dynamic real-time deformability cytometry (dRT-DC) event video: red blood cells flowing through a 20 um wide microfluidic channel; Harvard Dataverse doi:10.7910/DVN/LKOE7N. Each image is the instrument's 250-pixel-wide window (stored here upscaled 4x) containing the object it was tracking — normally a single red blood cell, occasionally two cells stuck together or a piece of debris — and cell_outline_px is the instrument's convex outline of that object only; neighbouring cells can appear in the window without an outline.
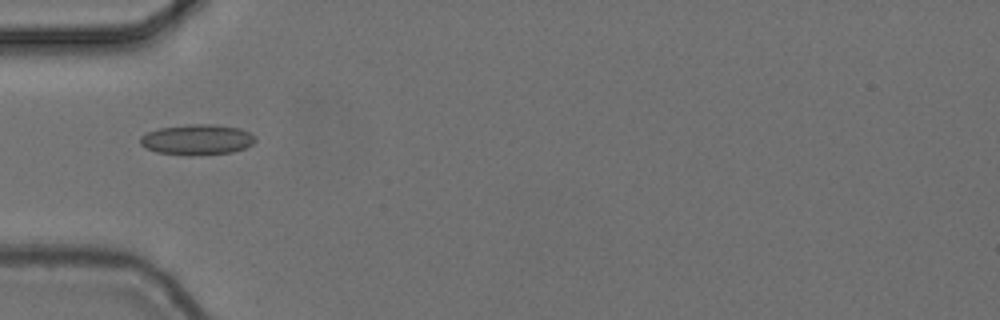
{"species": "common noctule bat (a hibernating species)", "species_latin": "Nyctalus noctula", "temperature_condition": "cold", "stored_images_in_passage": 7, "camera_frame_rate_fps": 3000, "um_per_image_px": 0.085, "animal": {"sex": "female", "body_mass_g": 24.6, "forearm_length_mm": 56.2}, "frame": {"image": 1, "passage_image": 5, "time_ms": 1.333, "image_size_px": [1000, 320], "cell_outline_px": [[256, 140], [252, 144], [244, 148], [232, 152], [192, 156], [188, 156], [156, 152], [144, 148], [140, 144], [140, 136], [148, 132], [160, 128], [192, 124], [216, 124], [240, 128], [256, 136]], "centroid_in_image_um": [16.74, 11.87], "position_along_channel_um": 68.3, "area_um2": 20.63}}
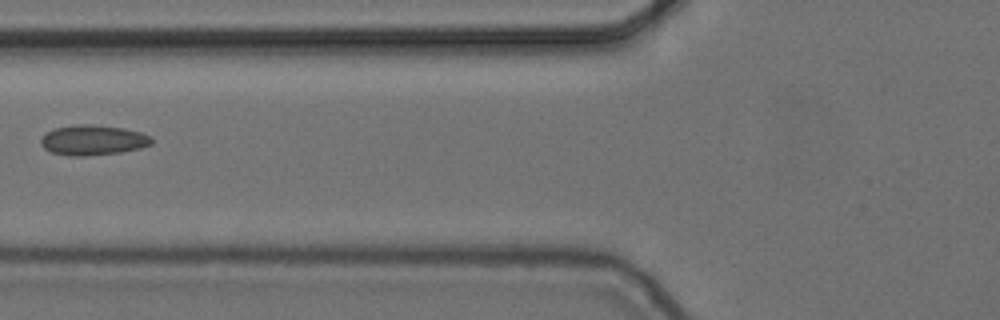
{"frame": {"image": 2, "passage_image": 6, "time_ms": 1.667, "image_size_px": [1000, 320], "cell_outline_px": [[152, 144], [140, 148], [120, 152], [84, 156], [68, 156], [52, 152], [44, 148], [40, 144], [40, 140], [48, 132], [56, 128], [76, 124], [88, 124], [124, 128], [140, 132], [152, 136]], "centroid_in_image_um": [7.92, 11.91], "position_along_channel_um": 117.9, "area_um2": 19.36}}
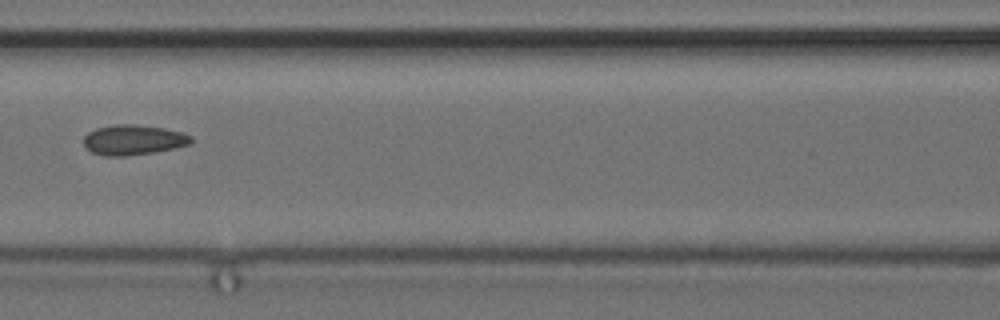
{"frame": {"image": 3, "passage_image": 7, "time_ms": 2.0, "image_size_px": [1000, 320], "cell_outline_px": [[192, 144], [152, 152], [124, 156], [104, 156], [92, 152], [84, 148], [84, 136], [88, 132], [96, 128], [112, 124], [136, 124], [164, 128], [184, 132], [192, 136]], "centroid_in_image_um": [11.32, 11.88], "position_along_channel_um": 155.3, "area_um2": 19.02}}